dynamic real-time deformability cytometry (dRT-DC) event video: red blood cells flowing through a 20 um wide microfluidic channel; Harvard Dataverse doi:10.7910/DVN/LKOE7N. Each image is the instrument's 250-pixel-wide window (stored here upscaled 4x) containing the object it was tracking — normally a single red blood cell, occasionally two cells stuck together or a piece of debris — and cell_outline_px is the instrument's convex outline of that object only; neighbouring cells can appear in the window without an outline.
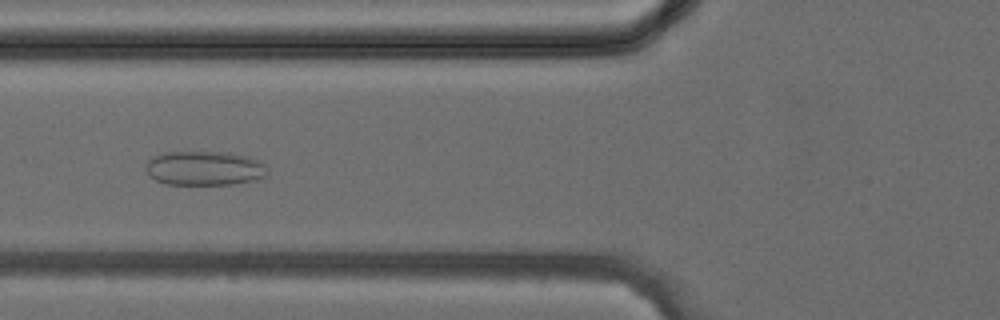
{"species": "common noctule bat (a hibernating species)", "species_latin": "Nyctalus noctula", "temperature_condition": "cold", "stored_images_in_passage": 39, "camera_frame_rate_fps": 3000, "um_per_image_px": 0.085, "animal": {"sex": "female", "body_mass_g": 24.6, "forearm_length_mm": 56.2}, "frame": {"image": 1, "passage_image": 15, "time_ms": 4.667, "image_size_px": [1000, 320], "cell_outline_px": [[268, 164], [264, 176], [252, 180], [232, 184], [168, 184], [156, 180], [148, 176], [144, 168], [148, 160], [152, 156], [164, 152], [228, 152], [248, 156], [260, 160]], "centroid_in_image_um": [17.35, 14.28], "position_along_channel_um": 108.4, "area_um2": 24.51}}
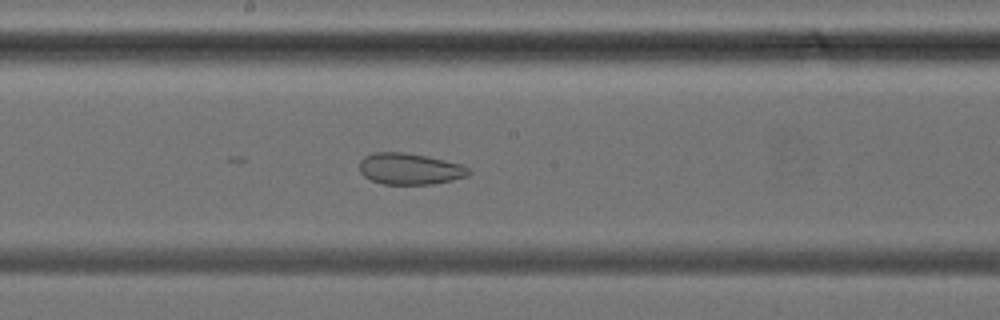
{"frame": {"image": 2, "passage_image": 21, "time_ms": 6.667, "image_size_px": [1000, 320], "cell_outline_px": [[472, 172], [468, 176], [452, 180], [432, 184], [384, 184], [372, 180], [364, 176], [360, 172], [360, 160], [364, 156], [372, 152], [404, 152], [444, 160], [460, 164], [468, 168]], "centroid_in_image_um": [34.82, 14.35], "position_along_channel_um": 213.4, "area_um2": 19.88}}
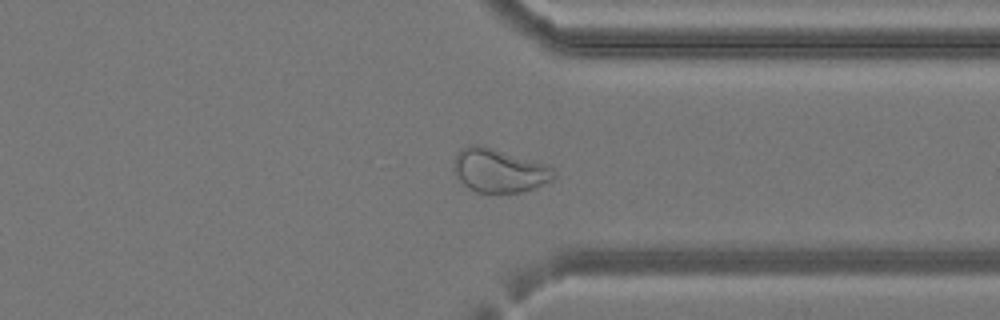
{"frame": {"image": 3, "passage_image": 30, "time_ms": 9.667, "image_size_px": [1000, 320], "cell_outline_px": [[556, 176], [552, 180], [532, 188], [520, 192], [476, 192], [468, 188], [456, 176], [452, 168], [452, 160], [468, 144], [480, 144], [552, 168], [556, 172]], "centroid_in_image_um": [42.35, 14.5], "position_along_channel_um": 369.1, "area_um2": 24.85}}